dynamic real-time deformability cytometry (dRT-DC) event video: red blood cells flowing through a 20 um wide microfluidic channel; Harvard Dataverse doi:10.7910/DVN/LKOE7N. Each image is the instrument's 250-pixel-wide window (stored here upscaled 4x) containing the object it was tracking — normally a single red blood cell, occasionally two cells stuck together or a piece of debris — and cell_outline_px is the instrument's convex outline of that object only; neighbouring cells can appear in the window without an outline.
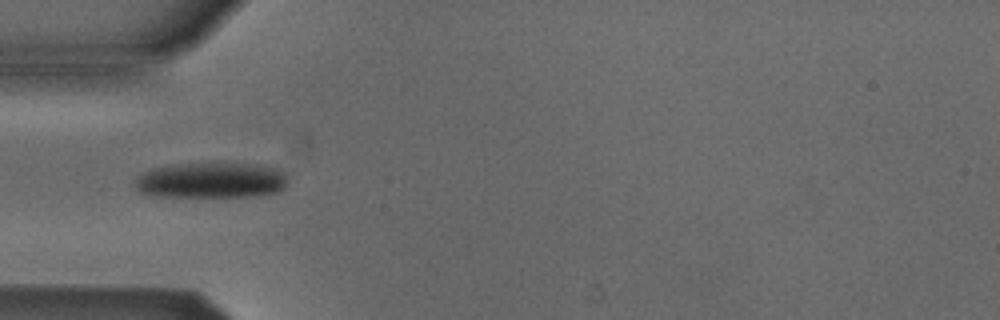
{"species": "Egyptian fruit bat (a non-hibernating species)", "species_latin": "Rousettus aegyptiacus", "temperature_condition": "cold", "stored_images_in_passage": 33, "camera_frame_rate_fps": 3000, "um_per_image_px": 0.085, "animal": {"sex": "male"}, "frame": {"image": 1, "passage_image": 1, "time_ms": 0.0, "image_size_px": [1000, 320], "cell_outline_px": [[288, 176], [284, 188], [280, 192], [256, 196], [156, 196], [140, 192], [136, 188], [136, 176], [152, 168], [172, 164], [216, 160], [260, 164], [276, 168], [284, 172]], "centroid_in_image_um": [18.0, 15.27], "position_along_channel_um": 67.0, "area_um2": 33.0}}
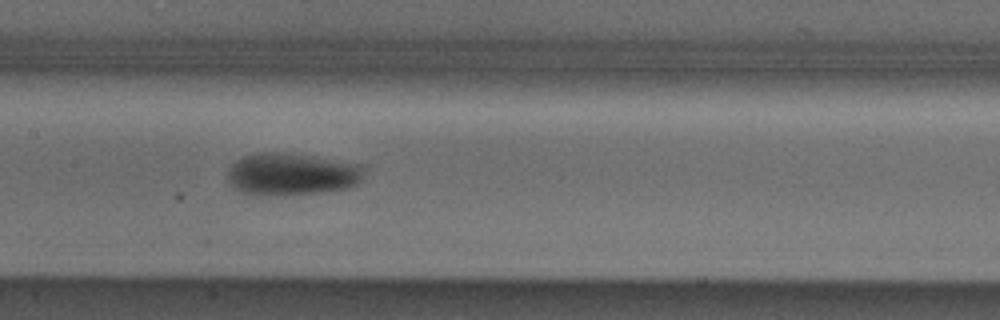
{"frame": {"image": 2, "passage_image": 10, "time_ms": 3.0, "image_size_px": [1000, 320], "cell_outline_px": [[364, 168], [360, 180], [356, 184], [348, 188], [320, 192], [240, 192], [228, 184], [228, 168], [236, 160], [244, 156], [260, 152], [280, 152], [312, 156], [360, 164]], "centroid_in_image_um": [24.79, 14.75], "position_along_channel_um": 182.6, "area_um2": 32.48}}
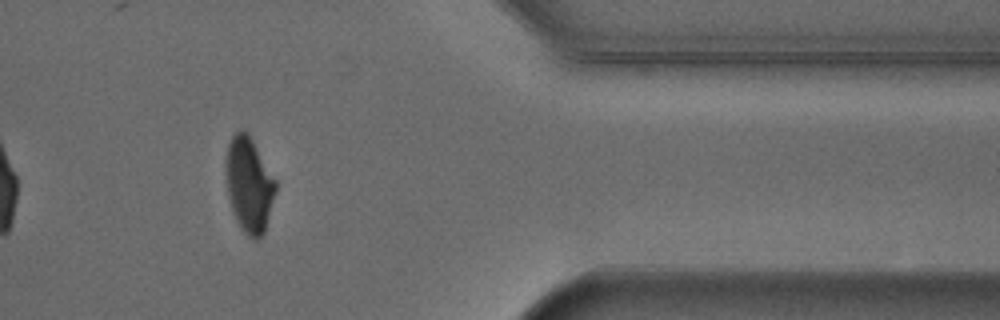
{"frame": {"image": 3, "passage_image": 28, "time_ms": 9.0, "image_size_px": [1000, 320], "cell_outline_px": [[276, 192], [264, 232], [256, 240], [248, 236], [240, 228], [232, 212], [228, 196], [224, 172], [224, 160], [228, 144], [232, 136], [240, 128], [244, 128], [248, 132], [276, 180]], "centroid_in_image_um": [21.14, 15.66], "position_along_channel_um": 390.3, "area_um2": 28.03}}